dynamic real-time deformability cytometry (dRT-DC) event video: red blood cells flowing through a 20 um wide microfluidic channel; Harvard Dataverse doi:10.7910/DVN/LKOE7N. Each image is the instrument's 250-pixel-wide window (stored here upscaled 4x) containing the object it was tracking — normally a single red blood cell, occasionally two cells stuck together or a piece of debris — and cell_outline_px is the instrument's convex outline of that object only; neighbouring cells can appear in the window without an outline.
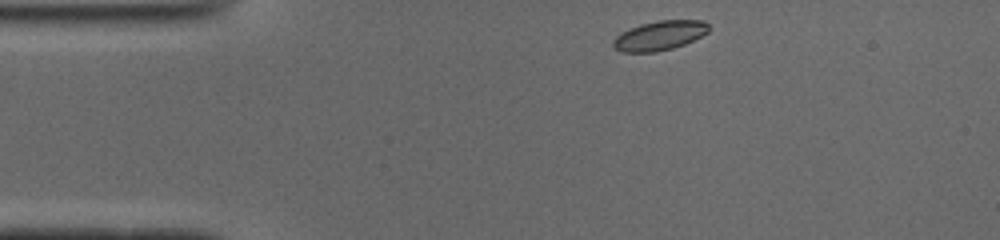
{"species": "common noctule bat (a hibernating species)", "species_latin": "Nyctalus noctula", "temperature_condition": "cold", "stored_images_in_passage": 43, "camera_frame_rate_fps": 3000, "um_per_image_px": 0.085, "animal": {"sex": "male", "body_mass_g": 19.0, "forearm_length_mm": 50.8}, "frame": {"image": 1, "passage_image": 1, "time_ms": 0.0, "image_size_px": [1000, 240], "cell_outline_px": [[712, 28], [708, 32], [684, 44], [672, 48], [656, 52], [620, 52], [612, 44], [612, 40], [620, 32], [640, 24], [660, 20], [704, 20]], "centroid_in_image_um": [56.06, 3.01], "position_along_channel_um": 28.9, "area_um2": 16.47}}
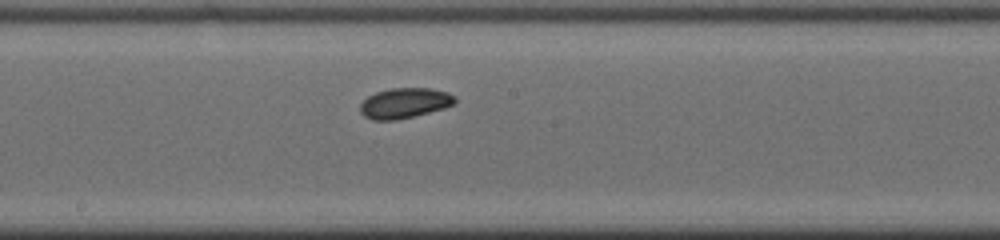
{"frame": {"image": 2, "passage_image": 19, "time_ms": 6.0, "image_size_px": [1000, 240], "cell_outline_px": [[456, 104], [444, 108], [396, 120], [372, 120], [364, 116], [360, 112], [360, 104], [368, 96], [376, 92], [392, 88], [432, 88], [448, 92], [456, 96]], "centroid_in_image_um": [34.41, 8.75], "position_along_channel_um": 213.8, "area_um2": 16.76}}
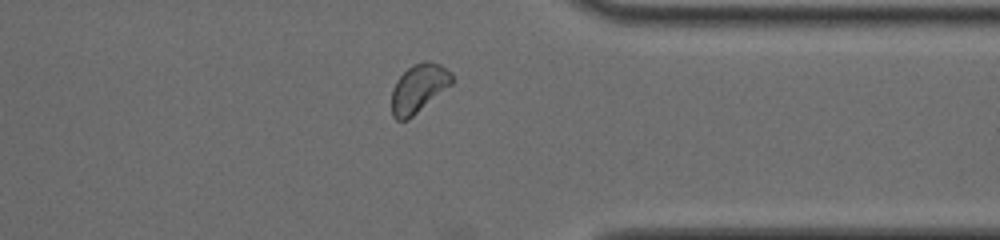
{"frame": {"image": 3, "passage_image": 32, "time_ms": 10.333, "image_size_px": [1000, 240], "cell_outline_px": [[456, 80], [452, 84], [408, 120], [396, 120], [392, 116], [392, 88], [396, 80], [412, 64], [424, 60], [428, 60], [440, 64], [452, 72]], "centroid_in_image_um": [35.61, 7.48], "position_along_channel_um": 375.8, "area_um2": 17.28}, "authors_computed_cell_mechanics": {"area_um2": 16.7042, "velocity_mm_per_s": 3.8851, "shape_relaxation_time_tau1_ms": 7.1555, "shape_relaxation_time_tau2_ms": null, "deformation_change_tau1": 0.0905, "deformation_change_tau2": null}}